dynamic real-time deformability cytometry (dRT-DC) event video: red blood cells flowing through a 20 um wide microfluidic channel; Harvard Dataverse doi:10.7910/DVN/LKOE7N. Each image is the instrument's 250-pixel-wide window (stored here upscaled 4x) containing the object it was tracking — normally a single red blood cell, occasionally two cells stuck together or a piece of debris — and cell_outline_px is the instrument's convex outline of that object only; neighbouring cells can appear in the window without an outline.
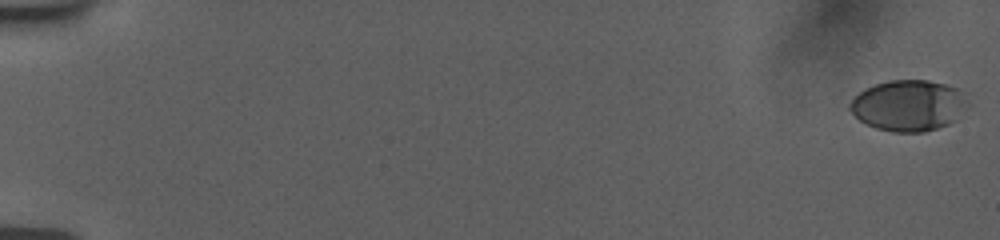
{"species": "human", "species_latin": "Homo sapiens", "temperature_condition": "room temperature", "stored_images_in_passage": 63, "camera_frame_rate_fps": 3000, "um_per_image_px": 0.085, "donor": {"sex": "female"}, "frame": {"image": 1, "passage_image": 1, "time_ms": 0.0, "image_size_px": [1000, 240], "cell_outline_px": [[968, 104], [956, 120], [948, 124], [924, 132], [892, 132], [876, 128], [864, 124], [848, 108], [848, 104], [860, 92], [876, 84], [888, 80], [928, 80], [944, 84], [968, 92]], "centroid_in_image_um": [77.26, 8.96], "position_along_channel_um": 7.7, "area_um2": 35.2}}
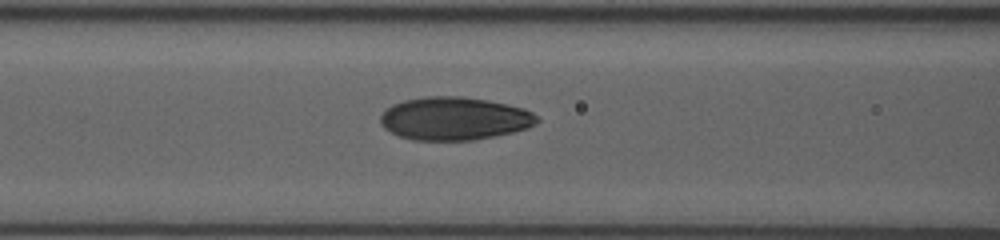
{"frame": {"image": 2, "passage_image": 35, "time_ms": 8.333, "image_size_px": [1000, 240], "cell_outline_px": [[540, 120], [536, 124], [528, 128], [496, 136], [472, 140], [412, 140], [400, 136], [384, 128], [380, 124], [380, 116], [392, 104], [404, 100], [424, 96], [460, 96], [488, 100], [524, 108], [532, 112]], "centroid_in_image_um": [38.63, 10.07], "position_along_channel_um": 128.0, "area_um2": 39.36}}
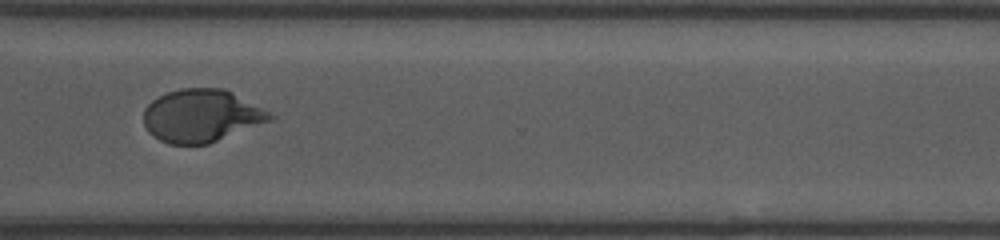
{"frame": {"image": 3, "passage_image": 62, "time_ms": 14.333, "image_size_px": [1000, 240], "cell_outline_px": [[276, 116], [272, 120], [208, 144], [168, 144], [152, 136], [148, 132], [144, 124], [144, 108], [152, 100], [168, 92], [180, 88], [224, 88], [232, 92]], "centroid_in_image_um": [17.09, 9.84], "position_along_channel_um": 353.5, "area_um2": 38.67}}